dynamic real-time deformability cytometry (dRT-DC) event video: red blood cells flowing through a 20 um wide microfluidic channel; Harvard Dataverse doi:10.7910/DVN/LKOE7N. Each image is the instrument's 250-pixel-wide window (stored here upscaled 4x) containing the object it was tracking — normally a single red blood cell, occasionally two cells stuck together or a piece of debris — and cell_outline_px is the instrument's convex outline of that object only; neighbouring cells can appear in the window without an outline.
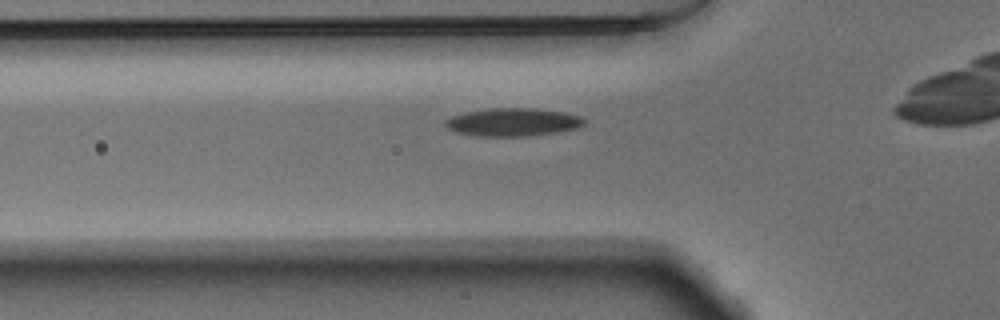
{"species": "Egyptian fruit bat (a non-hibernating species)", "species_latin": "Rousettus aegyptiacus", "temperature_condition": "warm", "stored_images_in_passage": 34, "camera_frame_rate_fps": 3000, "um_per_image_px": 0.085, "animal": {"sex": "male"}, "frame": {"image": 1, "passage_image": 9, "time_ms": 2.667, "image_size_px": [1000, 320], "cell_outline_px": [[588, 120], [580, 128], [556, 132], [524, 136], [476, 136], [456, 132], [448, 128], [444, 124], [444, 120], [452, 116], [464, 112], [492, 108], [532, 108], [568, 112], [580, 116]], "centroid_in_image_um": [43.63, 10.37], "position_along_channel_um": 82.2, "area_um2": 22.89}}
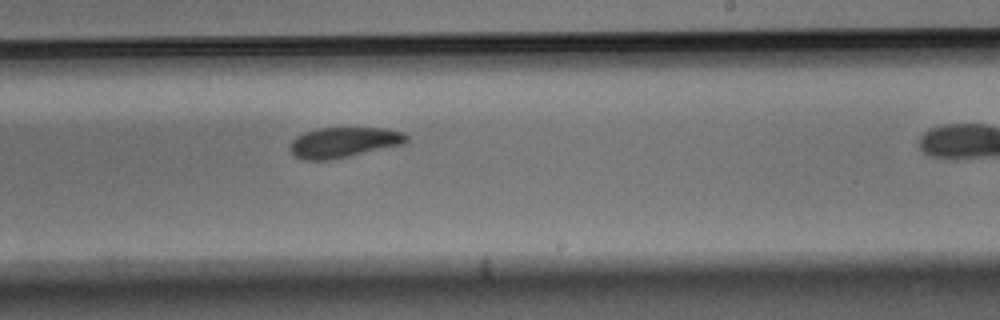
{"frame": {"image": 2, "passage_image": 23, "time_ms": 7.333, "image_size_px": [1000, 320], "cell_outline_px": [[408, 140], [404, 144], [348, 156], [328, 160], [304, 160], [296, 156], [292, 152], [292, 140], [296, 136], [304, 132], [316, 128], [388, 128], [404, 132], [408, 136]], "centroid_in_image_um": [29.26, 12.08], "position_along_channel_um": 259.7, "area_um2": 20.46}}
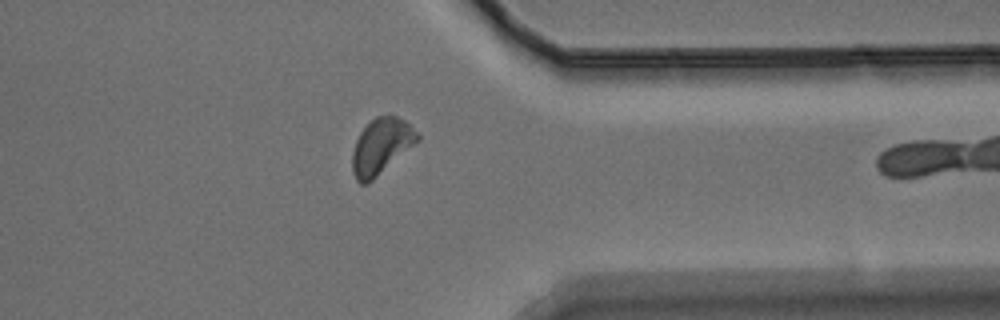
{"frame": {"image": 3, "passage_image": 33, "time_ms": 10.667, "image_size_px": [1000, 320], "cell_outline_px": [[420, 140], [368, 184], [360, 184], [356, 180], [352, 172], [352, 152], [356, 140], [360, 132], [376, 116], [396, 116], [404, 120], [420, 136]], "centroid_in_image_um": [32.38, 12.46], "position_along_channel_um": 379.0, "area_um2": 20.98}}